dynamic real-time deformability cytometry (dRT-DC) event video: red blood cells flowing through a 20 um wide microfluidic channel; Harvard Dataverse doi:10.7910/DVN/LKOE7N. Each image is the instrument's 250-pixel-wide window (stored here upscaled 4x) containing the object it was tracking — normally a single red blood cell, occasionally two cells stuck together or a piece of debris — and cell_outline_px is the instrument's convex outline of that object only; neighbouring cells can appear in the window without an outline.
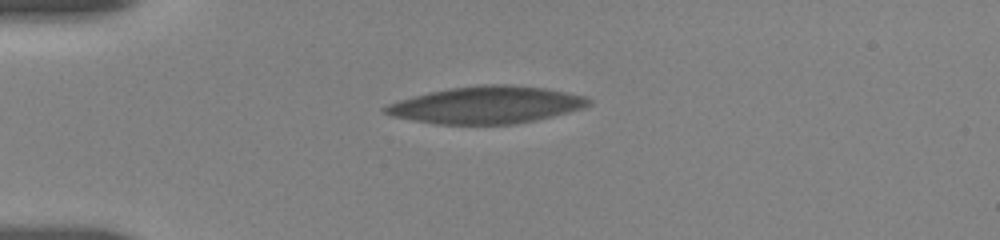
{"species": "human", "species_latin": "Homo sapiens", "temperature_condition": "room temperature", "stored_images_in_passage": 14, "camera_frame_rate_fps": 3000, "um_per_image_px": 0.085, "donor": {"sex": "female"}, "frame": {"image": 1, "passage_image": 1, "time_ms": 0.0, "image_size_px": [1000, 240], "cell_outline_px": [[592, 104], [584, 108], [536, 120], [516, 124], [436, 124], [412, 120], [392, 116], [384, 112], [380, 108], [388, 104], [412, 96], [428, 92], [476, 84], [508, 84], [544, 88], [584, 96], [592, 100]], "centroid_in_image_um": [41.34, 8.92], "position_along_channel_um": 43.7, "area_um2": 44.04}}
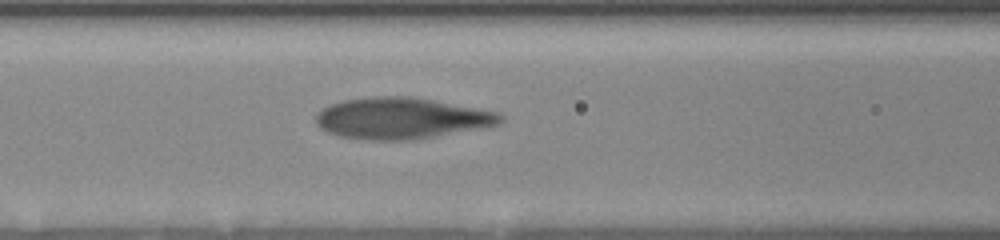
{"frame": {"image": 2, "passage_image": 7, "time_ms": 3.333, "image_size_px": [1000, 240], "cell_outline_px": [[504, 120], [500, 124], [480, 128], [408, 140], [368, 140], [340, 136], [328, 132], [320, 128], [316, 124], [316, 112], [320, 108], [344, 100], [372, 96], [408, 96], [432, 100], [500, 112], [504, 116]], "centroid_in_image_um": [34.09, 10.04], "position_along_channel_um": 132.5, "area_um2": 44.22}}
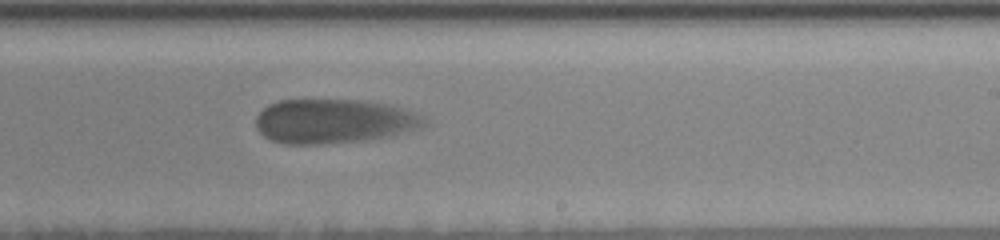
{"frame": {"image": 3, "passage_image": 14, "time_ms": 7.0, "image_size_px": [1000, 240], "cell_outline_px": [[424, 124], [420, 128], [392, 136], [368, 140], [324, 144], [284, 144], [272, 140], [264, 136], [256, 128], [256, 116], [268, 104], [280, 100], [360, 100], [388, 104], [404, 108], [420, 116], [424, 120]], "centroid_in_image_um": [28.34, 10.31], "position_along_channel_um": 260.7, "area_um2": 43.52}}